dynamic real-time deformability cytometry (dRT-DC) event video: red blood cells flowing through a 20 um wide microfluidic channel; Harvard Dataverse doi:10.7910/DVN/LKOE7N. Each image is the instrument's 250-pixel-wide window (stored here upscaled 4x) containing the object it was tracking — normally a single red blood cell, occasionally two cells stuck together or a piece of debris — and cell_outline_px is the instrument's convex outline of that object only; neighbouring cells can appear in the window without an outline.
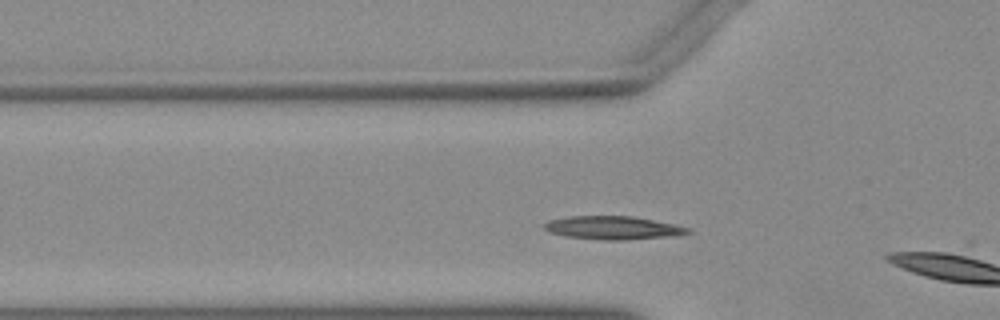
{"species": "Egyptian fruit bat (a non-hibernating species)", "species_latin": "Rousettus aegyptiacus", "temperature_condition": "warm", "stored_images_in_passage": 18, "camera_frame_rate_fps": 3000, "um_per_image_px": 0.085, "animal": {"sex": "female"}, "frame": {"image": 1, "passage_image": 16, "time_ms": 5.0, "image_size_px": [1000, 320], "cell_outline_px": [[692, 232], [680, 236], [624, 240], [604, 240], [564, 236], [548, 232], [544, 228], [544, 224], [548, 220], [568, 216], [632, 216], [676, 224], [692, 228]], "centroid_in_image_um": [52.17, 19.37], "position_along_channel_um": 73.6, "area_um2": 19.88}}